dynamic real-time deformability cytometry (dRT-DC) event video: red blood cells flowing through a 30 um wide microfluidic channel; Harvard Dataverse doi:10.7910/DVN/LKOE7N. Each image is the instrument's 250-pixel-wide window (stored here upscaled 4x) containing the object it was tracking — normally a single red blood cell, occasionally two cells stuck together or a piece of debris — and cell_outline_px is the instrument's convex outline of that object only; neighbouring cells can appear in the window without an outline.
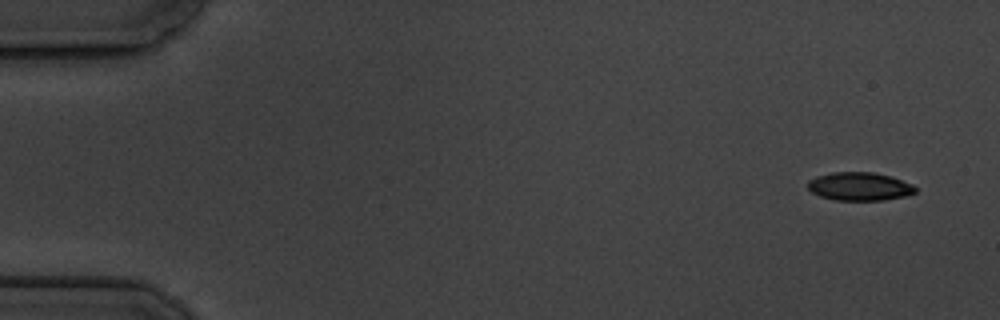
{"species": "common noctule bat (a hibernating species)", "species_latin": "Nyctalus noctula", "temperature_condition": "cold", "stored_images_in_passage": 15, "camera_frame_rate_fps": 3000, "um_per_image_px": 0.085, "animal": {"sex": "male", "body_mass_g": 19.5, "forearm_length_mm": 54.6}, "frame": {"image": 1, "passage_image": 1, "time_ms": 0.0, "image_size_px": [1000, 320], "cell_outline_px": [[916, 192], [904, 196], [884, 200], [836, 200], [820, 196], [812, 192], [808, 188], [808, 180], [816, 176], [832, 172], [872, 172], [892, 176], [912, 184], [916, 188]], "centroid_in_image_um": [73.05, 15.84], "position_along_channel_um": 11.9, "area_um2": 17.74}}
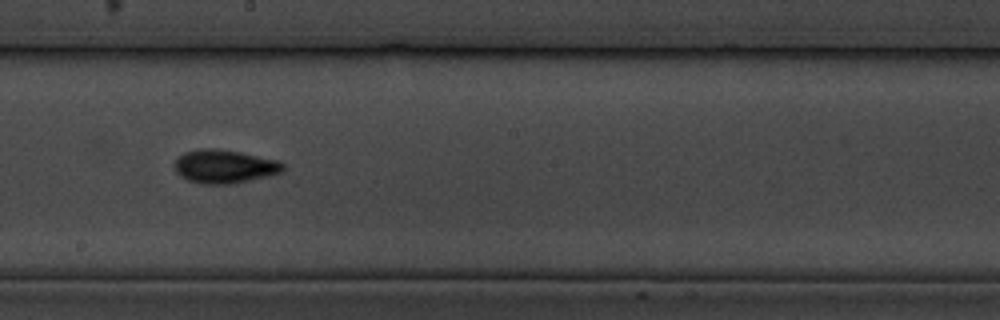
{"frame": {"image": 2, "passage_image": 9, "time_ms": 10.0, "image_size_px": [1000, 320], "cell_outline_px": [[284, 172], [268, 176], [232, 184], [200, 184], [188, 180], [180, 176], [176, 172], [172, 164], [184, 152], [200, 148], [216, 148], [240, 152], [276, 160], [284, 164]], "centroid_in_image_um": [19.05, 14.15], "position_along_channel_um": 229.2, "area_um2": 21.33}}
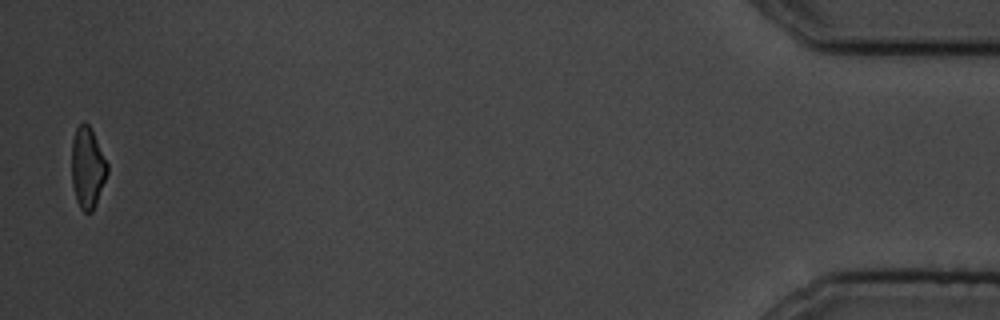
{"frame": {"image": 3, "passage_image": 15, "time_ms": 18.333, "image_size_px": [1000, 320], "cell_outline_px": [[108, 172], [96, 204], [92, 212], [84, 212], [80, 208], [76, 200], [72, 184], [72, 140], [76, 128], [84, 120], [88, 124], [108, 164]], "centroid_in_image_um": [7.43, 14.27], "position_along_channel_um": 427.8, "area_um2": 16.7}, "authors_computed_cell_mechanics": {"area_um2": 19.1318, "velocity_mm_per_s": 3.4296, "shape_relaxation_time_tau1_ms": 1.8742, "shape_relaxation_time_tau2_ms": null, "deformation_change_tau1": 0.09, "deformation_change_tau2": null}}